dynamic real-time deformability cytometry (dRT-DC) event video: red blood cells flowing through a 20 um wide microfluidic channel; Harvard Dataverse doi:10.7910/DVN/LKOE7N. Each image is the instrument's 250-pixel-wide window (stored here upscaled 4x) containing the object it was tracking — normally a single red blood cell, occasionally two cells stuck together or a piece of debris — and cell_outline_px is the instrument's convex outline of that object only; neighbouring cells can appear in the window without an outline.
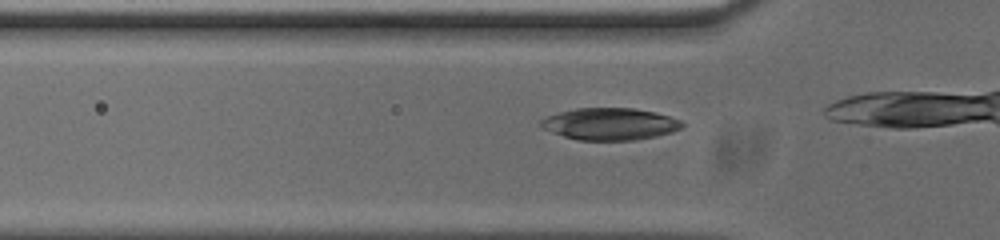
{"species": "common noctule bat (a hibernating species)", "species_latin": "Nyctalus noctula", "temperature_condition": "cold", "stored_images_in_passage": 12, "camera_frame_rate_fps": 3000, "um_per_image_px": 0.085, "animal": {"sex": "male", "body_mass_g": 20.0, "forearm_length_mm": 53.3}, "frame": {"image": 1, "passage_image": 7, "time_ms": 2.0, "image_size_px": [1000, 240], "cell_outline_px": [[684, 124], [680, 128], [672, 132], [656, 136], [632, 140], [580, 140], [564, 136], [552, 132], [544, 128], [540, 124], [540, 120], [548, 116], [560, 112], [576, 108], [632, 108], [656, 112], [680, 120]], "centroid_in_image_um": [51.85, 10.53], "position_along_channel_um": 73.9, "area_um2": 26.07}}
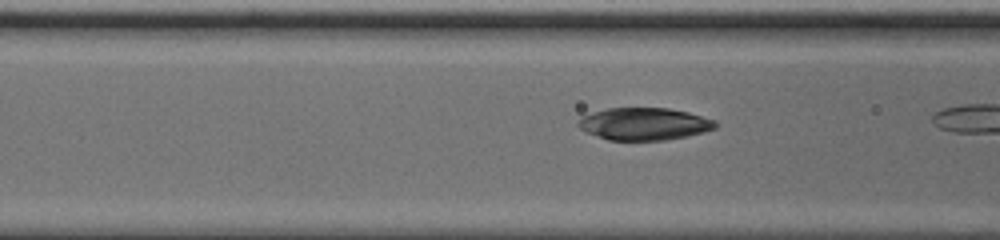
{"frame": {"image": 2, "passage_image": 10, "time_ms": 3.0, "image_size_px": [1000, 240], "cell_outline_px": [[716, 128], [704, 132], [688, 136], [664, 140], [608, 140], [588, 132], [580, 128], [576, 124], [576, 120], [580, 116], [592, 112], [608, 108], [668, 108], [688, 112], [716, 120]], "centroid_in_image_um": [54.74, 10.52], "position_along_channel_um": 111.9, "area_um2": 25.95}}